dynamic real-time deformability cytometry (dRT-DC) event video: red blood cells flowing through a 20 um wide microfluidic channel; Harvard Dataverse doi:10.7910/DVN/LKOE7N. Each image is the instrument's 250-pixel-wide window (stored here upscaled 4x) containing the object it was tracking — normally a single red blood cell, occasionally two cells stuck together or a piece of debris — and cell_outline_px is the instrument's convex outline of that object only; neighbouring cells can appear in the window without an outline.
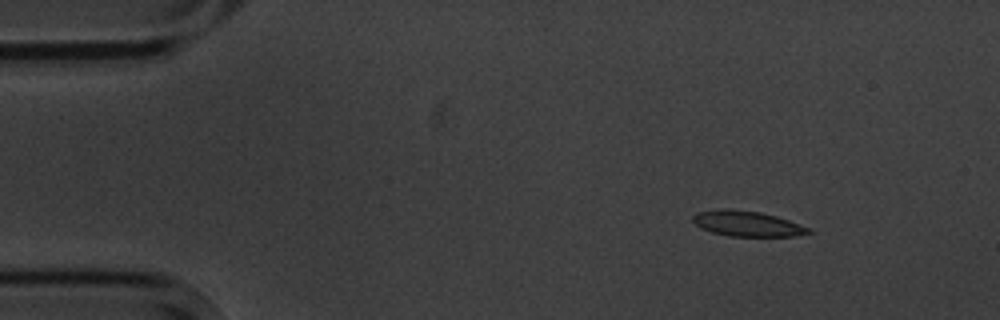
{"species": "common noctule bat (a hibernating species)", "species_latin": "Nyctalus noctula", "temperature_condition": "cold", "stored_images_in_passage": 9, "camera_frame_rate_fps": 3000, "um_per_image_px": 0.085, "animal": {"sex": "male", "body_mass_g": 20.1, "forearm_length_mm": 53.5}, "frame": {"image": 1, "passage_image": 1, "time_ms": 0.0, "image_size_px": [1000, 320], "cell_outline_px": [[812, 232], [796, 236], [728, 236], [712, 232], [700, 228], [692, 220], [692, 216], [696, 212], [720, 208], [728, 208], [760, 212], [776, 216], [788, 220], [808, 228]], "centroid_in_image_um": [63.44, 19.0], "position_along_channel_um": 21.6, "area_um2": 17.11}}
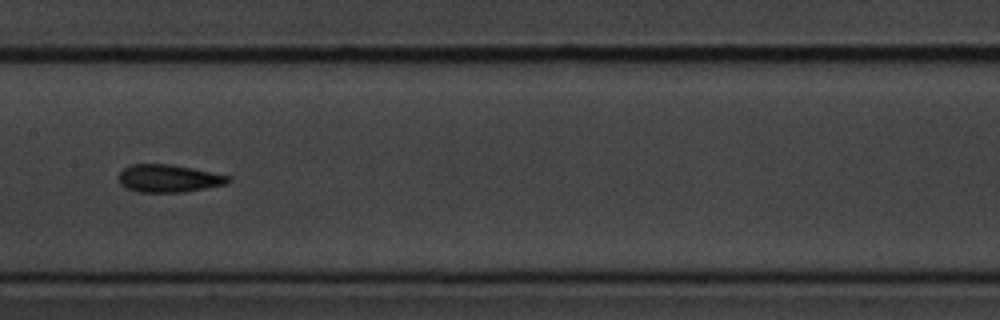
{"frame": {"image": 2, "passage_image": 6, "time_ms": 7.0, "image_size_px": [1000, 320], "cell_outline_px": [[232, 180], [228, 184], [184, 192], [140, 192], [124, 188], [116, 180], [116, 176], [124, 168], [132, 164], [172, 164], [232, 176]], "centroid_in_image_um": [14.32, 15.17], "position_along_channel_um": 193.1, "area_um2": 18.03}}
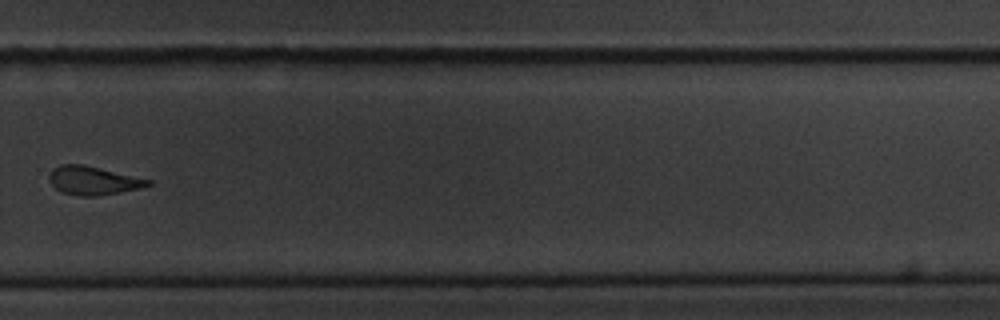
{"frame": {"image": 3, "passage_image": 9, "time_ms": 10.667, "image_size_px": [1000, 320], "cell_outline_px": [[152, 184], [140, 188], [96, 196], [80, 196], [64, 192], [56, 188], [48, 180], [48, 176], [52, 168], [60, 164], [84, 164], [152, 180]], "centroid_in_image_um": [7.9, 15.33], "position_along_channel_um": 321.9, "area_um2": 16.36}}